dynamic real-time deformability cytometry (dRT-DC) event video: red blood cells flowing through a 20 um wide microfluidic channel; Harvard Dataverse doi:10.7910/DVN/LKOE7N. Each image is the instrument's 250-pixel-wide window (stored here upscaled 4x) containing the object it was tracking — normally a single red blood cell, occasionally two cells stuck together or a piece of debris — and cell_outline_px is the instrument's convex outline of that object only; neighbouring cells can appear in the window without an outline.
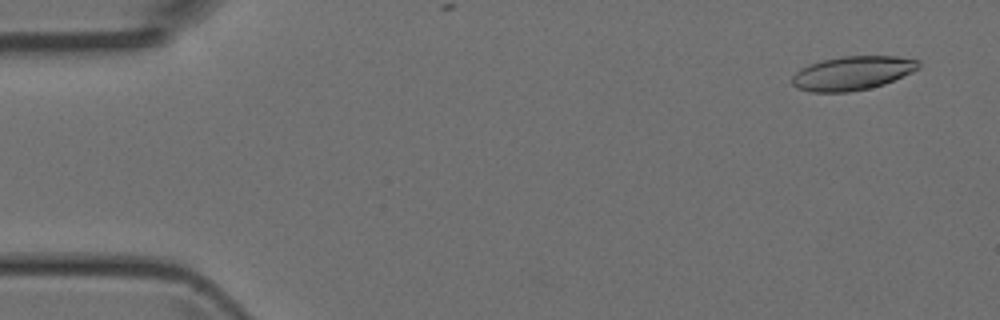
{"species": "Egyptian fruit bat (a non-hibernating species)", "species_latin": "Rousettus aegyptiacus", "temperature_condition": "room temperature", "stored_images_in_passage": 6, "camera_frame_rate_fps": 3000, "um_per_image_px": 0.085, "animal": {"sex": "female"}, "frame": {"image": 1, "passage_image": 3, "time_ms": 0.667, "image_size_px": [1000, 320], "cell_outline_px": [[920, 68], [912, 72], [884, 84], [868, 88], [848, 92], [812, 92], [796, 88], [792, 84], [792, 76], [800, 68], [808, 64], [820, 60], [840, 56], [896, 56], [920, 60]], "centroid_in_image_um": [72.43, 6.2], "position_along_channel_um": 12.6, "area_um2": 25.14}}